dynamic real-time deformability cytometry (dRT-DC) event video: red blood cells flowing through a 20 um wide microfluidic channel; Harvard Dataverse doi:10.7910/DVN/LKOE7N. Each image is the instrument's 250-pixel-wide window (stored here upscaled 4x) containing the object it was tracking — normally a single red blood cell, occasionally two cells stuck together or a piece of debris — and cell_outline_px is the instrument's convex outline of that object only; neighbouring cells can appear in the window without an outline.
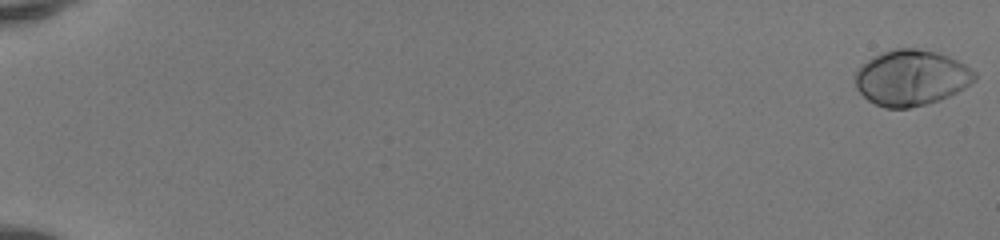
{"species": "human", "species_latin": "Homo sapiens", "temperature_condition": "room temperature", "stored_images_in_passage": 52, "camera_frame_rate_fps": 3000, "um_per_image_px": 0.085, "donor": {"sex": "female"}, "frame": {"image": 1, "passage_image": 1, "time_ms": 0.0, "image_size_px": [1000, 240], "cell_outline_px": [[976, 80], [964, 88], [940, 100], [928, 104], [908, 108], [884, 108], [868, 100], [856, 88], [856, 68], [872, 56], [892, 48], [916, 48], [936, 52], [948, 56], [964, 64], [976, 72]], "centroid_in_image_um": [77.44, 6.6], "position_along_channel_um": 7.6, "area_um2": 38.9}}
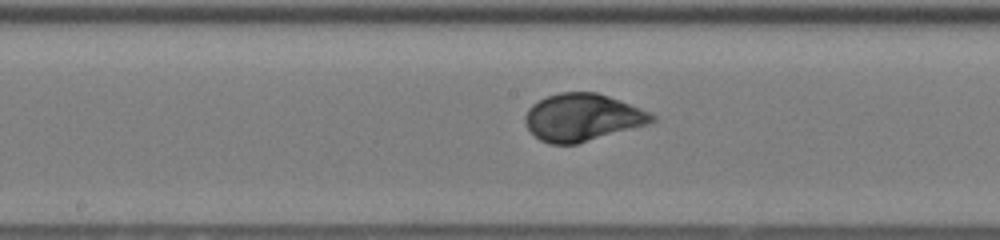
{"frame": {"image": 2, "passage_image": 30, "time_ms": 9.667, "image_size_px": [1000, 240], "cell_outline_px": [[656, 120], [648, 124], [576, 144], [548, 144], [540, 140], [528, 128], [524, 120], [524, 116], [528, 108], [532, 104], [548, 96], [560, 92], [596, 92], [608, 96], [640, 108], [656, 116]], "centroid_in_image_um": [49.48, 9.98], "position_along_channel_um": 198.7, "area_um2": 34.68}}
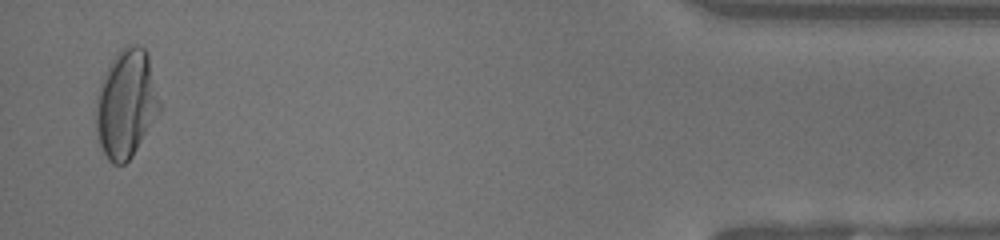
{"frame": {"image": 3, "passage_image": 51, "time_ms": 16.667, "image_size_px": [1000, 240], "cell_outline_px": [[160, 112], [132, 156], [124, 164], [112, 164], [108, 160], [100, 144], [96, 132], [96, 100], [100, 80], [112, 60], [120, 48], [132, 44], [136, 44], [144, 48], [148, 52], [160, 104]], "centroid_in_image_um": [10.72, 8.8], "position_along_channel_um": 424.5, "area_um2": 40.11}, "authors_computed_cell_mechanics": {"area_um2": 35.7493, "velocity_mm_per_s": 4.1525, "shape_relaxation_time_tau1_ms": 3.0413, "shape_relaxation_time_tau2_ms": null, "deformation_change_tau1": 0.1837, "deformation_change_tau2": null}}